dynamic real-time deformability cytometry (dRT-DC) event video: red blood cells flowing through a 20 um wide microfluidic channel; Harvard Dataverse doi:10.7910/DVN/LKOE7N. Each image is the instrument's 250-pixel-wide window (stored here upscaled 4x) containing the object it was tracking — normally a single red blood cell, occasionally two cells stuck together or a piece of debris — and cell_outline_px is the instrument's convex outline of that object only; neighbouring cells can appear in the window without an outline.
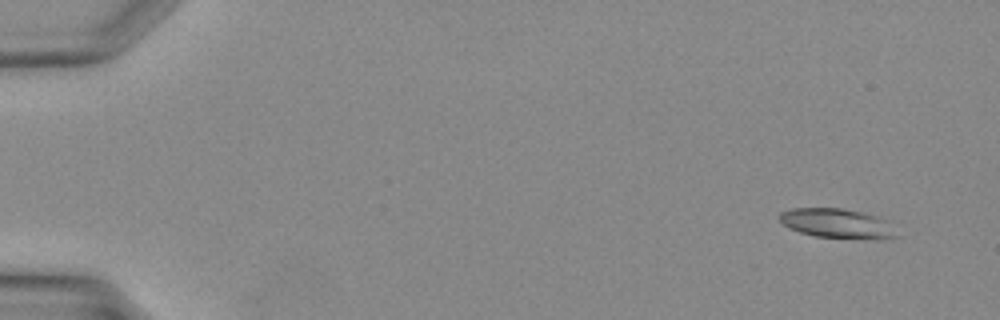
{"species": "Egyptian fruit bat (a non-hibernating species)", "species_latin": "Rousettus aegyptiacus", "temperature_condition": "warm", "stored_images_in_passage": 7, "camera_frame_rate_fps": 3000, "um_per_image_px": 0.085, "animal": {"sex": "female"}, "frame": {"image": 1, "passage_image": 1, "time_ms": 0.0, "image_size_px": [1000, 320], "cell_outline_px": [[900, 236], [868, 240], [816, 236], [800, 232], [788, 228], [780, 220], [780, 212], [792, 208], [840, 208], [860, 212], [872, 216], [880, 220]], "centroid_in_image_um": [71.05, 19.01], "position_along_channel_um": 13.9, "area_um2": 19.59}}